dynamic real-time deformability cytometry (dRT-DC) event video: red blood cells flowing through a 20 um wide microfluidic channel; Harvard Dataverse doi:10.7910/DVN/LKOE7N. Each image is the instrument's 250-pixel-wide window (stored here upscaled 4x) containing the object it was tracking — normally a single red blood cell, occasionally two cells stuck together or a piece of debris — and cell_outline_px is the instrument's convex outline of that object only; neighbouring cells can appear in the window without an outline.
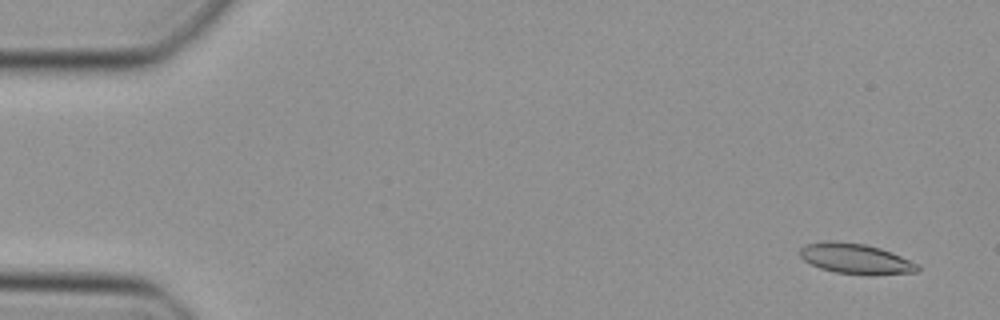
{"species": "Egyptian fruit bat (a non-hibernating species)", "species_latin": "Rousettus aegyptiacus", "temperature_condition": "cold", "stored_images_in_passage": 48, "camera_frame_rate_fps": 3000, "um_per_image_px": 0.085, "animal": {"sex": "female"}, "frame": {"image": 1, "passage_image": 3, "time_ms": 0.667, "image_size_px": [1000, 320], "cell_outline_px": [[920, 268], [916, 272], [868, 276], [836, 272], [820, 268], [804, 260], [800, 256], [800, 248], [804, 244], [824, 240], [836, 240], [864, 244], [880, 248], [892, 252], [920, 264]], "centroid_in_image_um": [72.74, 21.99], "position_along_channel_um": 12.3, "area_um2": 21.21}}
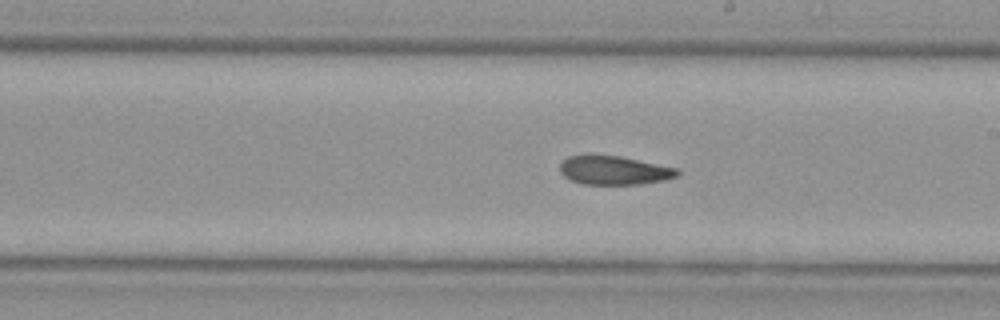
{"frame": {"image": 2, "passage_image": 28, "time_ms": 9.0, "image_size_px": [1000, 320], "cell_outline_px": [[680, 172], [676, 176], [664, 180], [640, 184], [580, 184], [568, 180], [560, 172], [560, 164], [568, 156], [620, 156], [680, 168]], "centroid_in_image_um": [52.22, 14.49], "position_along_channel_um": 236.8, "area_um2": 19.65}}
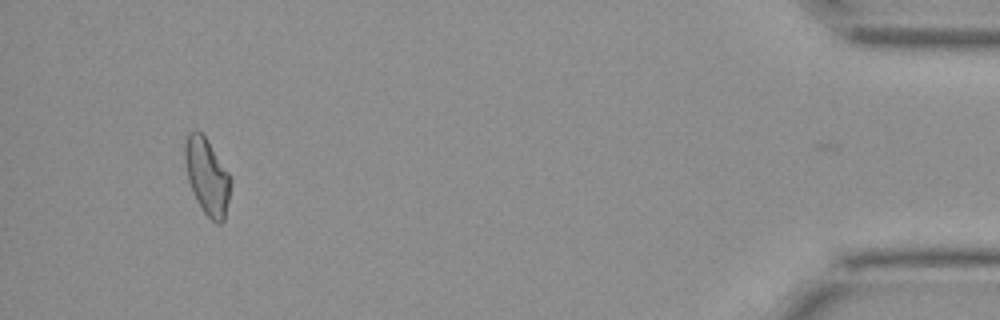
{"frame": {"image": 3, "passage_image": 46, "time_ms": 15.0, "image_size_px": [1000, 320], "cell_outline_px": [[232, 184], [224, 220], [220, 224], [216, 224], [204, 212], [196, 200], [188, 180], [184, 160], [184, 144], [188, 132], [196, 128], [204, 136], [228, 172], [232, 180]], "centroid_in_image_um": [17.59, 14.99], "position_along_channel_um": 417.6, "area_um2": 20.35}}